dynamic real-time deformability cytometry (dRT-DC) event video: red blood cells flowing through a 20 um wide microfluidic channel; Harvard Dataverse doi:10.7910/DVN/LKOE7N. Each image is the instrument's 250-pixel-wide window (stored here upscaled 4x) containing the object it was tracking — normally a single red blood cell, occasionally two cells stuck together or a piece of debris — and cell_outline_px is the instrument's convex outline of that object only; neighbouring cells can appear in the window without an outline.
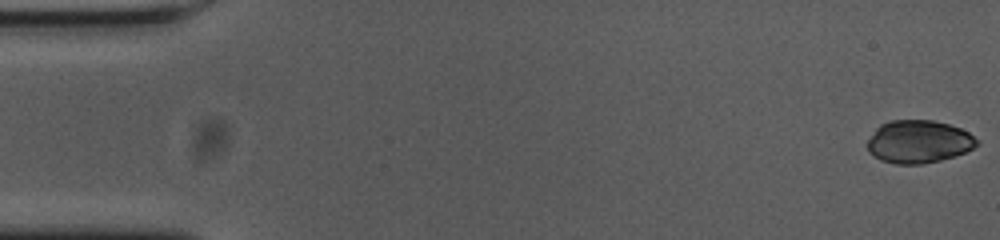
{"species": "common noctule bat (a hibernating species)", "species_latin": "Nyctalus noctula", "temperature_condition": "cold", "stored_images_in_passage": 16, "camera_frame_rate_fps": 3000, "um_per_image_px": 0.085, "animal": {"sex": "female", "body_mass_g": 23.0, "forearm_length_mm": 53.4}, "frame": {"image": 1, "passage_image": 1, "time_ms": 0.0, "image_size_px": [1000, 240], "cell_outline_px": [[980, 144], [964, 152], [940, 160], [920, 164], [896, 164], [880, 160], [868, 152], [868, 140], [876, 128], [880, 124], [892, 120], [932, 120], [948, 124], [960, 128], [968, 132], [980, 140]], "centroid_in_image_um": [78.08, 12.04], "position_along_channel_um": 6.9, "area_um2": 27.28}}